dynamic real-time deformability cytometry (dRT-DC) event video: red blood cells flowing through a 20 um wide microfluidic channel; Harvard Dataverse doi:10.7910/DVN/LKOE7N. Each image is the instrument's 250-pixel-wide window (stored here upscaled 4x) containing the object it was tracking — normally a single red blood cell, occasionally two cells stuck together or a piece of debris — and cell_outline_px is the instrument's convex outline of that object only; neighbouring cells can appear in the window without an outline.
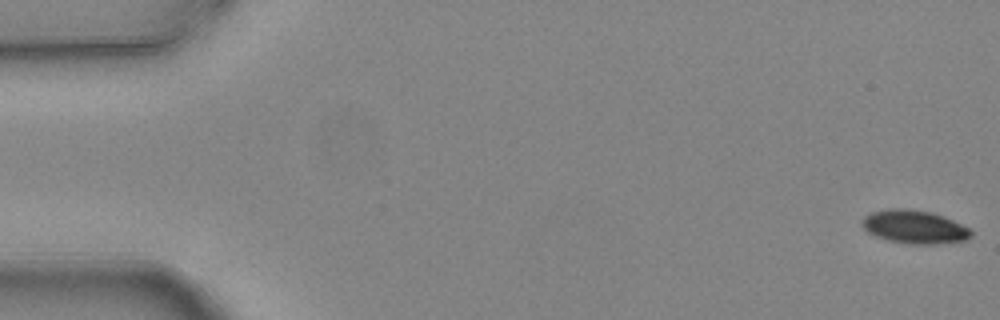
{"species": "common noctule bat (a hibernating species)", "species_latin": "Nyctalus noctula", "temperature_condition": "warm", "stored_images_in_passage": 5, "camera_frame_rate_fps": 3000, "um_per_image_px": 0.085, "animal": {"sex": "female", "body_mass_g": 24.6, "forearm_length_mm": 56.2}, "frame": {"image": 1, "passage_image": 1, "time_ms": 0.0, "image_size_px": [1000, 320], "cell_outline_px": [[972, 236], [964, 240], [936, 244], [912, 244], [888, 240], [876, 236], [868, 232], [864, 228], [860, 220], [864, 216], [872, 212], [888, 208], [908, 208], [932, 212], [944, 216], [968, 228], [972, 232]], "centroid_in_image_um": [77.7, 19.27], "position_along_channel_um": 7.3, "area_um2": 21.15}}
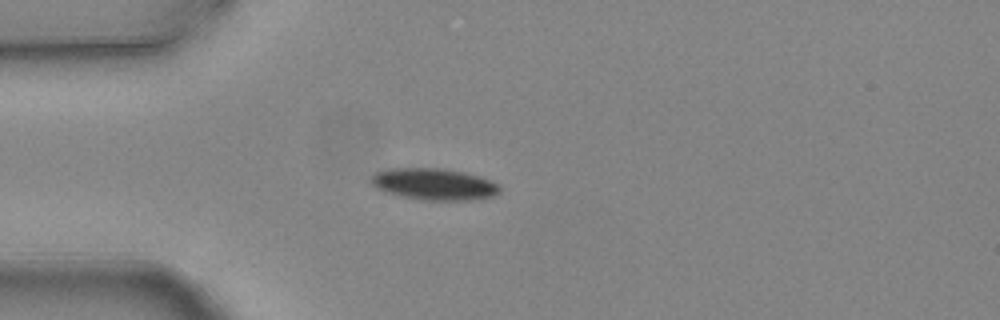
{"frame": {"image": 2, "passage_image": 5, "time_ms": 1.333, "image_size_px": [1000, 320], "cell_outline_px": [[500, 192], [492, 196], [472, 200], [424, 200], [400, 196], [384, 192], [376, 188], [372, 184], [372, 176], [376, 172], [388, 168], [440, 168], [464, 172], [480, 176], [496, 184], [500, 188]], "centroid_in_image_um": [36.86, 15.65], "position_along_channel_um": 48.1, "area_um2": 23.64}}